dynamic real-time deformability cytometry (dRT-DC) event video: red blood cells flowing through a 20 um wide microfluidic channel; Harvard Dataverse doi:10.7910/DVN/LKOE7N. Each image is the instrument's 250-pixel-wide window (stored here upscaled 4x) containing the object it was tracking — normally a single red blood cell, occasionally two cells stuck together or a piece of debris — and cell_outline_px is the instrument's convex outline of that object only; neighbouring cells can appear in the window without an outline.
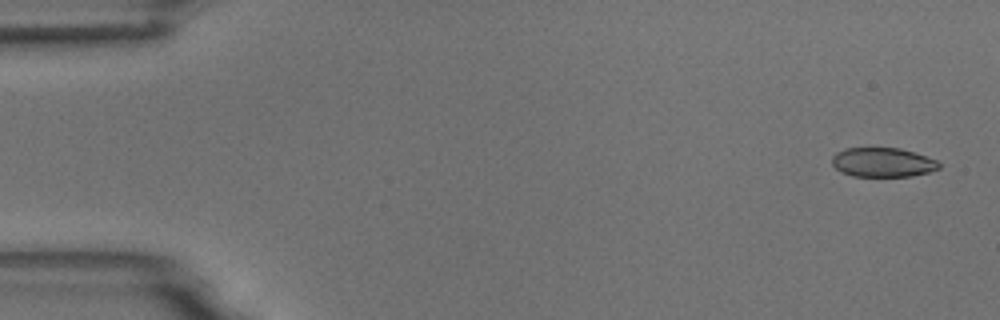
{"species": "common noctule bat (a hibernating species)", "species_latin": "Nyctalus noctula", "temperature_condition": "room temperature", "stored_images_in_passage": 4, "camera_frame_rate_fps": 3000, "um_per_image_px": 0.085, "animal": {"sex": "male", "body_mass_g": 18.8}, "frame": {"image": 1, "passage_image": 1, "time_ms": 0.0, "image_size_px": [1000, 320], "cell_outline_px": [[940, 168], [928, 172], [912, 176], [852, 176], [840, 172], [832, 164], [832, 156], [836, 152], [844, 148], [900, 148], [936, 160], [940, 164]], "centroid_in_image_um": [74.99, 13.8], "position_along_channel_um": 10.0, "area_um2": 18.21}}
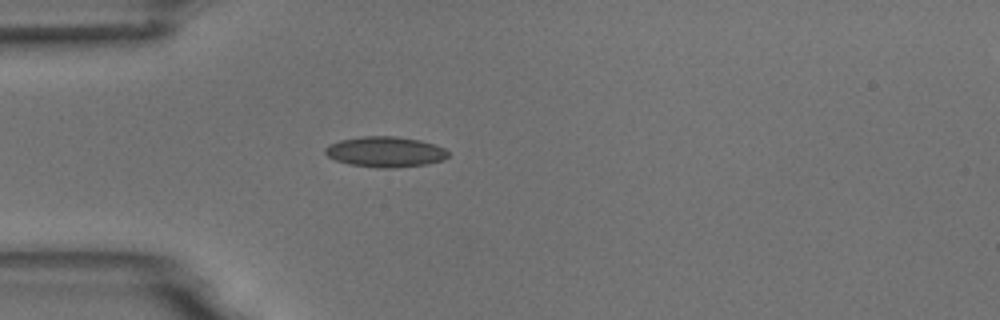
{"frame": {"image": 2, "passage_image": 4, "time_ms": 4.333, "image_size_px": [1000, 320], "cell_outline_px": [[448, 156], [444, 160], [424, 164], [396, 168], [376, 168], [348, 164], [336, 160], [328, 156], [324, 152], [324, 148], [328, 144], [340, 140], [360, 136], [396, 136], [420, 140], [444, 148], [448, 152]], "centroid_in_image_um": [32.71, 12.91], "position_along_channel_um": 52.3, "area_um2": 21.96}}